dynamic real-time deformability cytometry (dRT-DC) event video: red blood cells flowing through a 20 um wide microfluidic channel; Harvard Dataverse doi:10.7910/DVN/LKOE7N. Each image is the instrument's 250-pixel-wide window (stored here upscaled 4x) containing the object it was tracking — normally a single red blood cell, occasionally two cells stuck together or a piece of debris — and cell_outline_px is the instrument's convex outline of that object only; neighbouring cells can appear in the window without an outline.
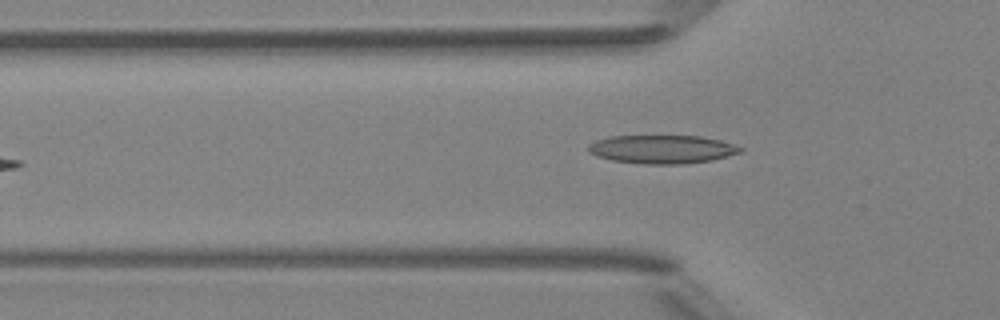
{"species": "Egyptian fruit bat (a non-hibernating species)", "species_latin": "Rousettus aegyptiacus", "temperature_condition": "room temperature", "stored_images_in_passage": 7, "camera_frame_rate_fps": 3000, "um_per_image_px": 0.085, "animal": {"sex": "female"}, "frame": {"image": 1, "passage_image": 7, "time_ms": 6.667, "image_size_px": [1000, 320], "cell_outline_px": [[744, 148], [740, 152], [712, 160], [680, 164], [644, 164], [612, 160], [596, 156], [588, 152], [588, 144], [596, 140], [608, 136], [700, 136], [720, 140]], "centroid_in_image_um": [56.23, 12.68], "position_along_channel_um": 69.6, "area_um2": 25.14}}